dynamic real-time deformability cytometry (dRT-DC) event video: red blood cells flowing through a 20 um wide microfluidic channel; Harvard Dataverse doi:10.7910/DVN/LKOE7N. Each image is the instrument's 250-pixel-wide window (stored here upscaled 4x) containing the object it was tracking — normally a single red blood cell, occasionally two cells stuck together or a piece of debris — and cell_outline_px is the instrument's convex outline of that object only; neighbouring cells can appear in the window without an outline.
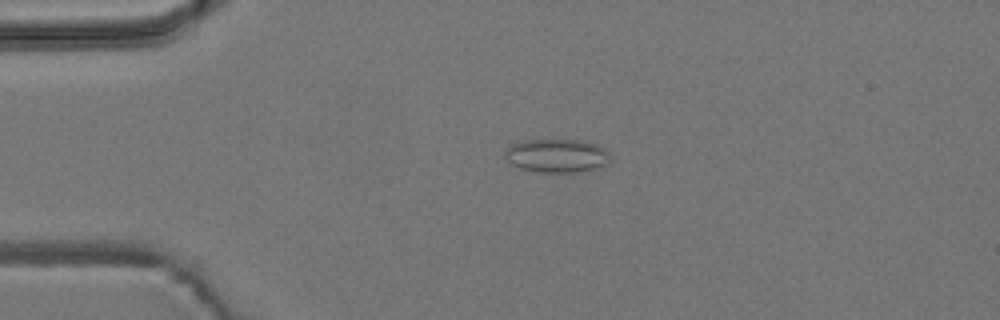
{"species": "common noctule bat (a hibernating species)", "species_latin": "Nyctalus noctula", "temperature_condition": "room temperature", "stored_images_in_passage": 3, "camera_frame_rate_fps": 3000, "um_per_image_px": 0.085, "animal": {"sex": "male", "body_mass_g": 19.2, "forearm_length_mm": 51.8}, "frame": {"image": 1, "passage_image": 2, "time_ms": 2.333, "image_size_px": [1000, 320], "cell_outline_px": [[608, 160], [604, 164], [592, 168], [572, 172], [540, 172], [520, 168], [512, 164], [504, 156], [504, 148], [512, 144], [524, 140], [584, 140], [596, 144], [604, 148], [608, 152]], "centroid_in_image_um": [47.25, 13.21], "position_along_channel_um": 37.7, "area_um2": 20.29}}